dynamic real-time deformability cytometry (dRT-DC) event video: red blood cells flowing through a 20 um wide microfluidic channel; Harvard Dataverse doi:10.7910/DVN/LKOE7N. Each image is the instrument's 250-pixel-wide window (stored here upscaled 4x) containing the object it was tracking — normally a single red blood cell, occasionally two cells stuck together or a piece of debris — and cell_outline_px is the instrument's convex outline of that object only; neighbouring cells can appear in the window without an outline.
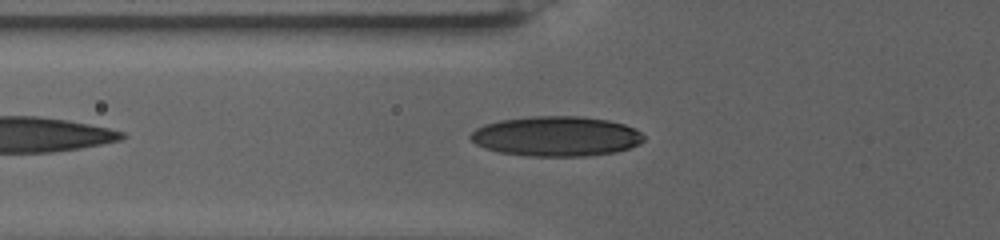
{"species": "human", "species_latin": "Homo sapiens", "temperature_condition": "warm", "stored_images_in_passage": 51, "camera_frame_rate_fps": 3000, "um_per_image_px": 0.085, "donor": {"sex": "female"}, "frame": {"image": 1, "passage_image": 2, "time_ms": 0.333, "image_size_px": [1000, 240], "cell_outline_px": [[644, 140], [640, 144], [616, 152], [584, 156], [528, 156], [500, 152], [484, 148], [476, 144], [468, 136], [476, 128], [484, 124], [500, 120], [532, 116], [580, 116], [608, 120], [624, 124], [640, 132], [644, 136]], "centroid_in_image_um": [47.27, 11.58], "position_along_channel_um": 78.5, "area_um2": 40.34}}
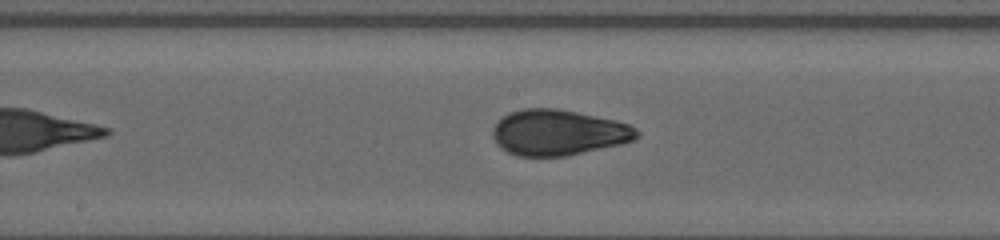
{"frame": {"image": 2, "passage_image": 16, "time_ms": 5.0, "image_size_px": [1000, 240], "cell_outline_px": [[640, 136], [632, 140], [620, 144], [568, 156], [516, 156], [500, 148], [496, 144], [492, 136], [492, 128], [508, 112], [524, 108], [556, 108], [576, 112], [612, 120], [628, 124], [636, 128], [640, 132]], "centroid_in_image_um": [47.42, 11.27], "position_along_channel_um": 200.8, "area_um2": 38.32}}
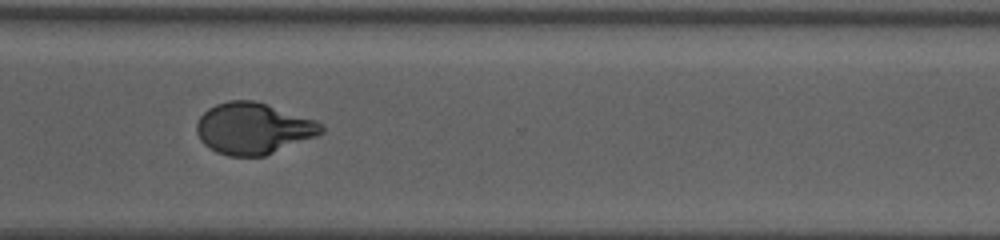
{"frame": {"image": 3, "passage_image": 33, "time_ms": 10.667, "image_size_px": [1000, 240], "cell_outline_px": [[324, 132], [316, 136], [264, 156], [228, 156], [216, 152], [208, 148], [200, 140], [196, 132], [196, 124], [200, 116], [208, 108], [216, 104], [228, 100], [256, 100], [316, 120], [324, 128]], "centroid_in_image_um": [21.5, 10.91], "position_along_channel_um": 349.1, "area_um2": 37.45}, "authors_computed_cell_mechanics": {"area_um2": 37.9746, "velocity_mm_per_s": 2.6261, "shape_relaxation_time_tau1_ms": 8.7709, "shape_relaxation_time_tau2_ms": 1.2079, "deformation_change_tau1": 0.2332, "deformation_change_tau2": 0.058}}